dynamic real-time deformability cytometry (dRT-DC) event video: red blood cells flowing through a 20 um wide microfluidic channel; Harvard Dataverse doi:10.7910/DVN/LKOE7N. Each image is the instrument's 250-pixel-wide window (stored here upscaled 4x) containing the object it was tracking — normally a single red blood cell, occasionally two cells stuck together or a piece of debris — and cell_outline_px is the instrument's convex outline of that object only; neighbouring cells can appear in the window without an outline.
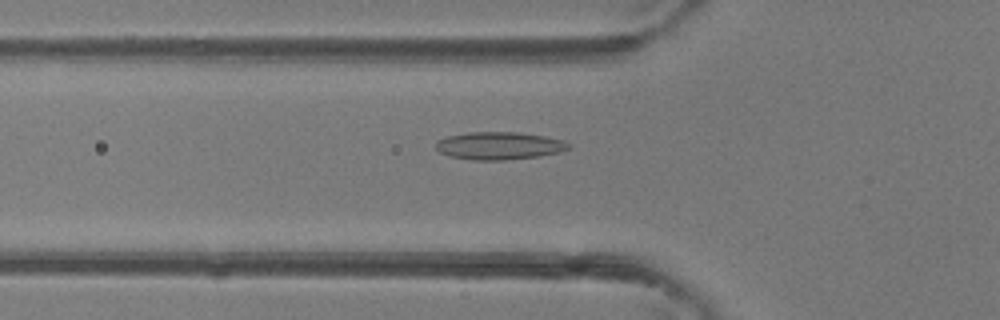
{"species": "common noctule bat (a hibernating species)", "species_latin": "Nyctalus noctula", "temperature_condition": "room temperature", "stored_images_in_passage": 39, "camera_frame_rate_fps": 3000, "um_per_image_px": 0.085, "animal": {"sex": "female"}, "frame": {"image": 1, "passage_image": 8, "time_ms": 2.333, "image_size_px": [1000, 320], "cell_outline_px": [[572, 148], [560, 152], [540, 156], [504, 160], [472, 160], [448, 156], [440, 152], [436, 148], [436, 140], [444, 136], [468, 132], [520, 132], [544, 136], [564, 140], [572, 144]], "centroid_in_image_um": [42.44, 12.38], "position_along_channel_um": 83.4, "area_um2": 21.79}}
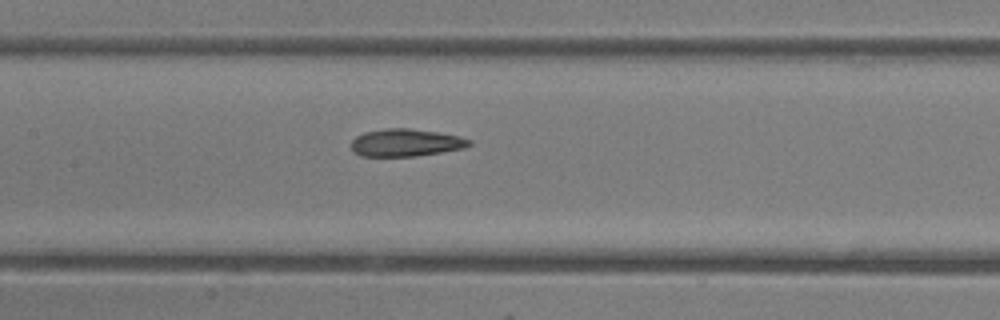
{"frame": {"image": 2, "passage_image": 14, "time_ms": 4.333, "image_size_px": [1000, 320], "cell_outline_px": [[472, 144], [464, 148], [416, 156], [360, 156], [352, 152], [352, 140], [356, 136], [364, 132], [384, 128], [408, 128], [436, 132], [460, 136], [472, 140]], "centroid_in_image_um": [34.48, 12.12], "position_along_channel_um": 172.9, "area_um2": 18.96}}
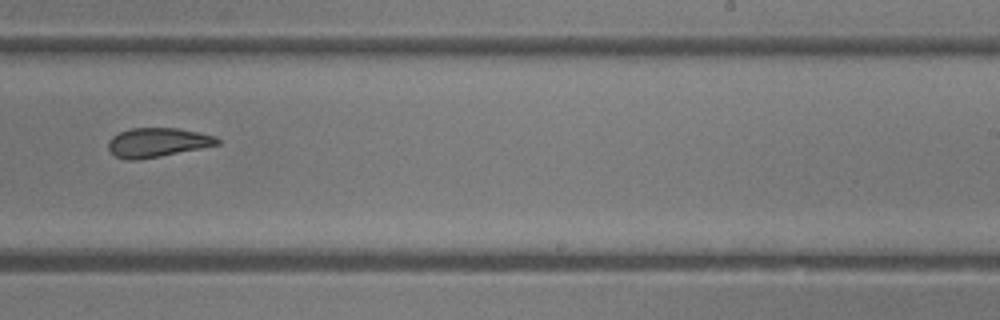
{"frame": {"image": 3, "passage_image": 21, "time_ms": 6.667, "image_size_px": [1000, 320], "cell_outline_px": [[220, 144], [160, 156], [136, 160], [128, 160], [116, 156], [108, 148], [108, 140], [112, 136], [120, 132], [132, 128], [180, 128], [200, 132], [216, 136], [220, 140]], "centroid_in_image_um": [13.4, 12.09], "position_along_channel_um": 275.6, "area_um2": 18.5}, "authors_computed_cell_mechanics": {"area_um2": 18.6694, "velocity_mm_per_s": 4.4047, "shape_relaxation_time_tau1_ms": null, "shape_relaxation_time_tau2_ms": 0.8729, "deformation_change_tau1": null, "deformation_change_tau2": 0.07}}